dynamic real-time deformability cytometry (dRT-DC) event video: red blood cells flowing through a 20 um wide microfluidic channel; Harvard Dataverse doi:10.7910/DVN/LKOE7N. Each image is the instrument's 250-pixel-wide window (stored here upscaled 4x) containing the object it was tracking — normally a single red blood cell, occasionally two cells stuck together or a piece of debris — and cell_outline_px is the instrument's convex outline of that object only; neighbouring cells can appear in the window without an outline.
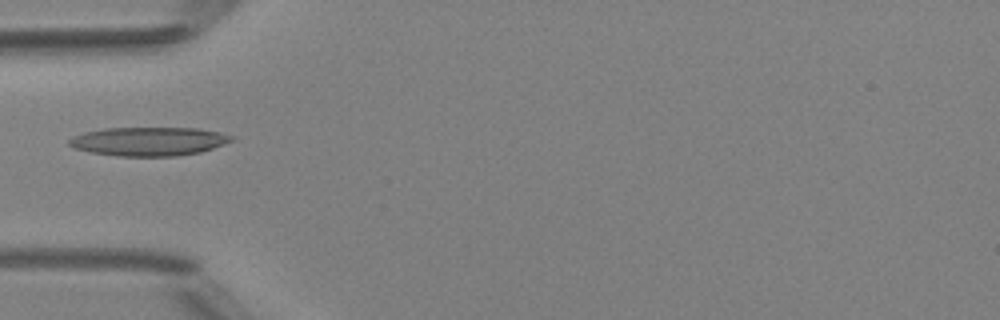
{"species": "Egyptian fruit bat (a non-hibernating species)", "species_latin": "Rousettus aegyptiacus", "temperature_condition": "room temperature", "stored_images_in_passage": 3, "camera_frame_rate_fps": 3000, "um_per_image_px": 0.085, "animal": {"sex": "female"}, "frame": {"image": 1, "passage_image": 3, "time_ms": 2.333, "image_size_px": [1000, 320], "cell_outline_px": [[236, 136], [232, 140], [224, 144], [200, 152], [176, 156], [116, 156], [88, 152], [76, 148], [68, 144], [68, 140], [72, 136], [84, 132], [104, 128], [200, 128], [220, 132]], "centroid_in_image_um": [12.64, 12.01], "position_along_channel_um": 72.4, "area_um2": 27.34}}